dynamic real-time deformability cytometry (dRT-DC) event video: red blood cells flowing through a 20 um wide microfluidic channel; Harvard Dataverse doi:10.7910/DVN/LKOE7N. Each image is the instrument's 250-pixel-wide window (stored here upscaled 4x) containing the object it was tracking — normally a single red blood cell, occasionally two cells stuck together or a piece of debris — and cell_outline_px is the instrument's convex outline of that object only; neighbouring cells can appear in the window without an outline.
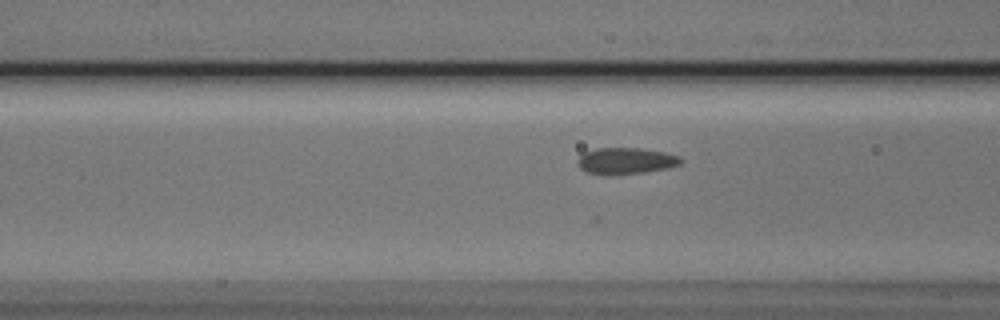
{"species": "Egyptian fruit bat (a non-hibernating species)", "species_latin": "Rousettus aegyptiacus", "temperature_condition": "cold", "stored_images_in_passage": 14, "camera_frame_rate_fps": 3000, "um_per_image_px": 0.085, "animal": {"sex": "male"}, "frame": {"image": 1, "passage_image": 8, "time_ms": 2.333, "image_size_px": [1000, 320], "cell_outline_px": [[684, 160], [680, 164], [668, 168], [644, 172], [588, 172], [580, 168], [576, 160], [584, 152], [596, 148], [640, 148], [664, 152], [680, 156]], "centroid_in_image_um": [53.25, 13.62], "position_along_channel_um": 113.4, "area_um2": 15.26}}